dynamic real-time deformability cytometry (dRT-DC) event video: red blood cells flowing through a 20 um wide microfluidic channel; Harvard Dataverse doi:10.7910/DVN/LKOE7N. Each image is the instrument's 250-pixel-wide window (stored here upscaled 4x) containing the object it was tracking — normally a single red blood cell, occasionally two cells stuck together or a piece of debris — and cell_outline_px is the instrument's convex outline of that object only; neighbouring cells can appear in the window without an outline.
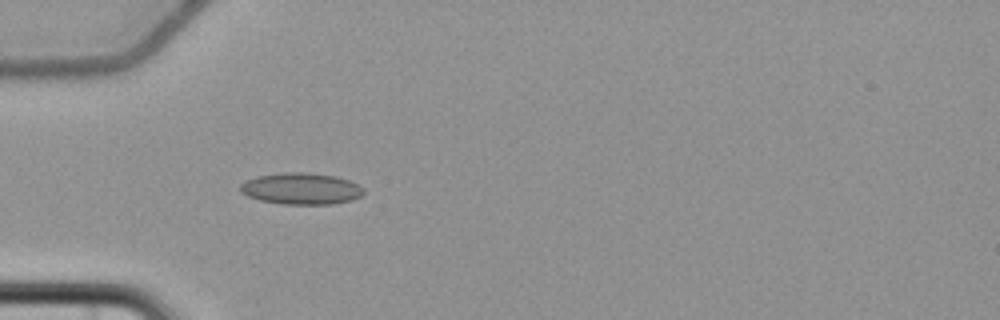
{"species": "common noctule bat (a hibernating species)", "species_latin": "Nyctalus noctula", "temperature_condition": "cold", "stored_images_in_passage": 6, "camera_frame_rate_fps": 3000, "um_per_image_px": 0.085, "animal": {"sex": "female", "body_mass_g": 22.7, "forearm_length_mm": 54.2}, "frame": {"image": 1, "passage_image": 6, "time_ms": 6.0, "image_size_px": [1000, 320], "cell_outline_px": [[364, 192], [360, 196], [352, 200], [332, 204], [284, 204], [260, 200], [248, 196], [240, 192], [240, 184], [244, 180], [256, 176], [284, 172], [308, 172], [336, 176], [348, 180], [364, 188]], "centroid_in_image_um": [25.57, 16.02], "position_along_channel_um": 59.4, "area_um2": 22.77}}